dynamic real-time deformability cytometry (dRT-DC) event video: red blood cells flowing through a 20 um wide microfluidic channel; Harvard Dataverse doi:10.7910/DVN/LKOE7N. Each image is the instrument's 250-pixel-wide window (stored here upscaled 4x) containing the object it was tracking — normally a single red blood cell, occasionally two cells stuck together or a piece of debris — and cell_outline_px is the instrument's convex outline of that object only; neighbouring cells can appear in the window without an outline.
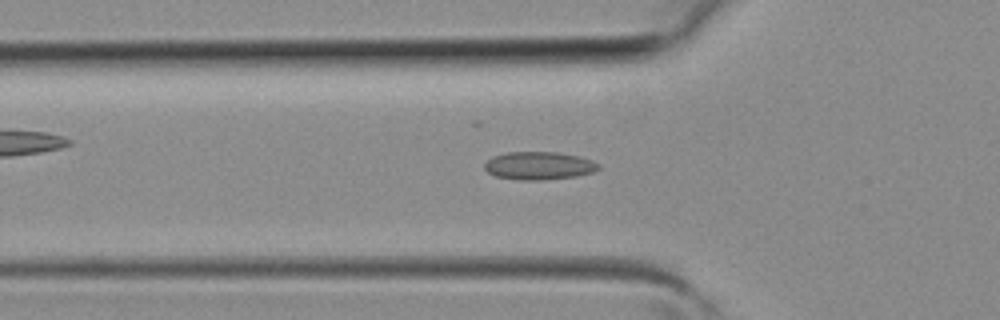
{"species": "common noctule bat (a hibernating species)", "species_latin": "Nyctalus noctula", "temperature_condition": "room temperature", "stored_images_in_passage": 33, "camera_frame_rate_fps": 3000, "um_per_image_px": 0.085, "animal": {"sex": "female", "body_mass_g": 19.3, "forearm_length_mm": 54.1}, "frame": {"image": 1, "passage_image": 6, "time_ms": 1.667, "image_size_px": [1000, 320], "cell_outline_px": [[600, 168], [592, 172], [576, 176], [540, 180], [520, 180], [496, 176], [488, 172], [484, 168], [484, 164], [492, 156], [508, 152], [556, 152], [580, 156], [592, 160], [600, 164]], "centroid_in_image_um": [45.82, 14.08], "position_along_channel_um": 80.0, "area_um2": 18.55}}
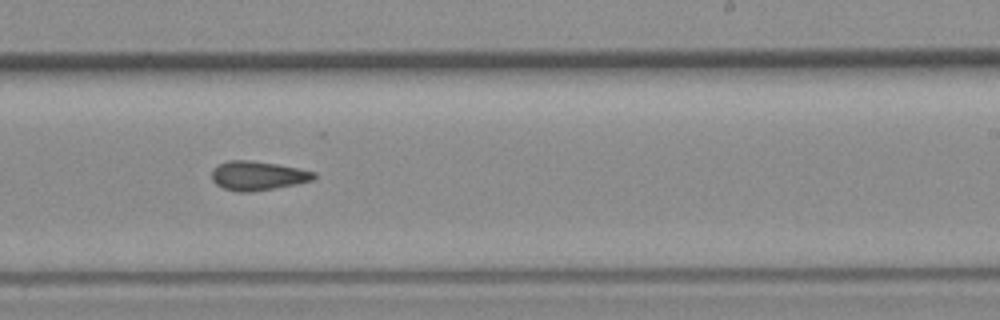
{"frame": {"image": 2, "passage_image": 17, "time_ms": 5.333, "image_size_px": [1000, 320], "cell_outline_px": [[316, 180], [296, 184], [248, 192], [240, 192], [224, 188], [216, 184], [212, 180], [212, 172], [220, 164], [228, 160], [248, 160], [276, 164], [316, 172]], "centroid_in_image_um": [21.93, 14.93], "position_along_channel_um": 267.1, "area_um2": 17.05}}
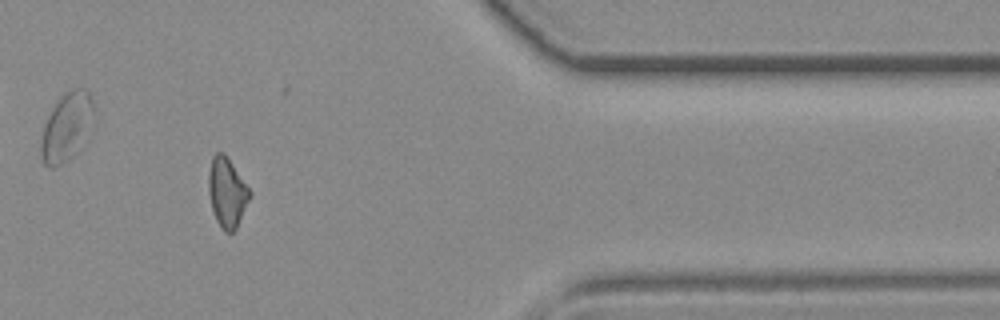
{"frame": {"image": 3, "passage_image": 26, "time_ms": 8.333, "image_size_px": [1000, 320], "cell_outline_px": [[252, 192], [236, 228], [232, 232], [224, 232], [216, 220], [212, 208], [208, 192], [208, 172], [212, 156], [216, 152], [224, 152]], "centroid_in_image_um": [19.28, 16.33], "position_along_channel_um": 392.1, "area_um2": 16.59}}